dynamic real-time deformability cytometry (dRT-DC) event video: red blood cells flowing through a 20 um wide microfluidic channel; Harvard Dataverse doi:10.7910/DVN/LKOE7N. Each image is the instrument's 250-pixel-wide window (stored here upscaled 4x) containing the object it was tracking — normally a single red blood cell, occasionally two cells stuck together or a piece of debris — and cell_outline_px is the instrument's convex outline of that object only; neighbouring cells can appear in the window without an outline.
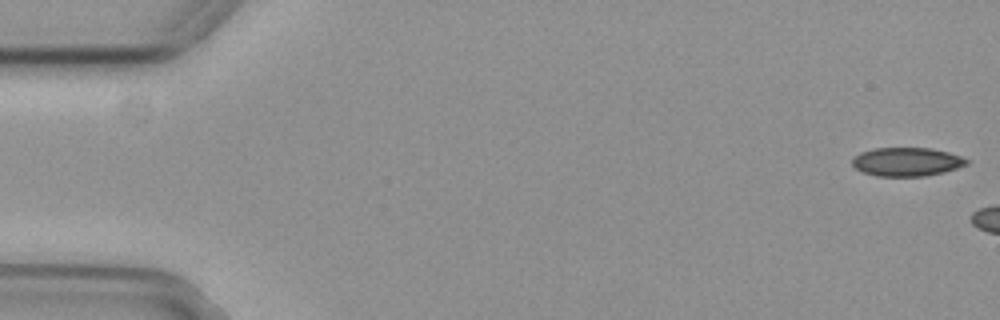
{"species": "common noctule bat (a hibernating species)", "species_latin": "Nyctalus noctula", "temperature_condition": "cold", "stored_images_in_passage": 6, "camera_frame_rate_fps": 3000, "um_per_image_px": 0.085, "animal": {"sex": "female", "body_mass_g": 29.2, "forearm_length_mm": 56.3}, "frame": {"image": 1, "passage_image": 1, "time_ms": 0.0, "image_size_px": [1000, 320], "cell_outline_px": [[968, 164], [944, 172], [924, 176], [876, 176], [864, 172], [856, 168], [852, 164], [852, 160], [860, 152], [876, 148], [928, 148], [948, 152], [960, 156], [968, 160]], "centroid_in_image_um": [77.07, 13.75], "position_along_channel_um": 7.9, "area_um2": 18.9}}